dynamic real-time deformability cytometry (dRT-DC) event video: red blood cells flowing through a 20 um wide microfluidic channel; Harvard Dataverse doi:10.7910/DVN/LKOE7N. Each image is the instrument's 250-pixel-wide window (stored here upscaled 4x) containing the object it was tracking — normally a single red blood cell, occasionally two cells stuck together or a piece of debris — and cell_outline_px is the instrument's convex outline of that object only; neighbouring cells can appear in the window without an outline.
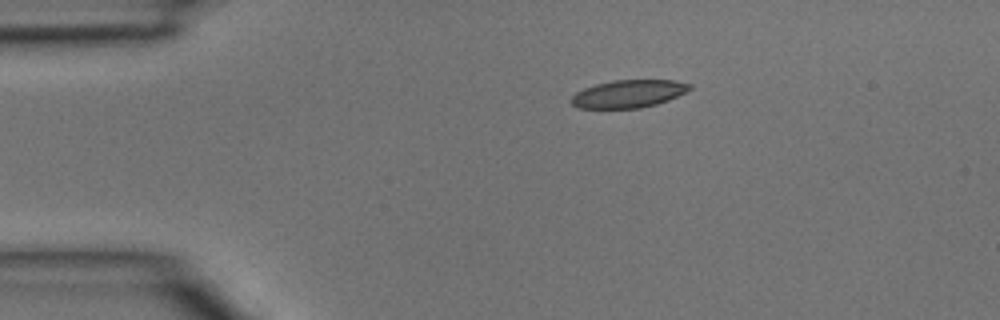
{"species": "common noctule bat (a hibernating species)", "species_latin": "Nyctalus noctula", "temperature_condition": "room temperature", "stored_images_in_passage": 2, "camera_frame_rate_fps": 3000, "um_per_image_px": 0.085, "animal": {"sex": "male", "body_mass_g": 15.6}, "frame": {"image": 1, "passage_image": 1, "time_ms": 0.0, "image_size_px": [1000, 320], "cell_outline_px": [[692, 88], [668, 100], [656, 104], [640, 108], [580, 108], [572, 104], [572, 96], [576, 92], [584, 88], [596, 84], [612, 80], [676, 80], [692, 84]], "centroid_in_image_um": [53.43, 7.96], "position_along_channel_um": 31.6, "area_um2": 19.02}}